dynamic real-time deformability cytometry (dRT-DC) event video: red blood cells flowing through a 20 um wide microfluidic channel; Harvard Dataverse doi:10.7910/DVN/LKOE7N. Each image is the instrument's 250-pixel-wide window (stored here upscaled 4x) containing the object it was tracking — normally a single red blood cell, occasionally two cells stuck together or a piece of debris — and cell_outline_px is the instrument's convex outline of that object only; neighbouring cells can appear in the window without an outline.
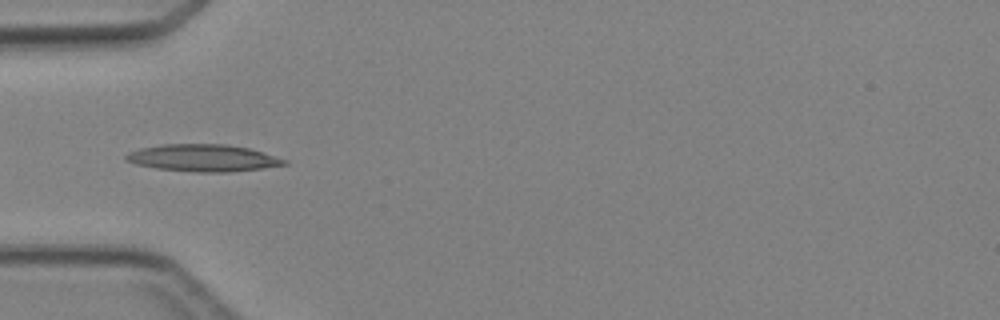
{"species": "Egyptian fruit bat (a non-hibernating species)", "species_latin": "Rousettus aegyptiacus", "temperature_condition": "cold", "stored_images_in_passage": 4, "camera_frame_rate_fps": 3000, "um_per_image_px": 0.085, "animal": {"sex": "female"}, "frame": {"image": 1, "passage_image": 4, "time_ms": 3.333, "image_size_px": [1000, 320], "cell_outline_px": [[288, 164], [264, 168], [228, 172], [196, 172], [156, 168], [136, 164], [124, 160], [124, 156], [128, 152], [140, 148], [160, 144], [224, 144], [248, 148], [288, 160]], "centroid_in_image_um": [17.23, 13.42], "position_along_channel_um": 67.8, "area_um2": 24.97}}